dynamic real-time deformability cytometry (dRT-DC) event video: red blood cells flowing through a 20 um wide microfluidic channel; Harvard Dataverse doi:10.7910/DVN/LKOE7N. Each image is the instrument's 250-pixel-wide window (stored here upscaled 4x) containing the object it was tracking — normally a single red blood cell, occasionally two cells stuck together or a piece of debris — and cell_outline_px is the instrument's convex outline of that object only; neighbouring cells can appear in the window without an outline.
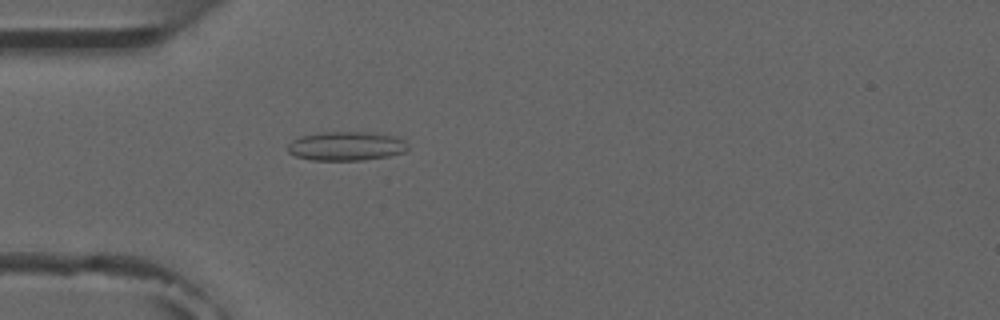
{"species": "common noctule bat (a hibernating species)", "species_latin": "Nyctalus noctula", "temperature_condition": "room temperature", "stored_images_in_passage": 5, "camera_frame_rate_fps": 3000, "um_per_image_px": 0.085, "animal": {"sex": "male", "forearm_length_mm": 52.5}, "frame": {"image": 1, "passage_image": 5, "time_ms": 4.667, "image_size_px": [1000, 320], "cell_outline_px": [[408, 148], [404, 152], [388, 156], [364, 160], [312, 160], [296, 156], [288, 152], [288, 144], [292, 140], [300, 136], [324, 132], [372, 132], [396, 136], [404, 140]], "centroid_in_image_um": [29.43, 12.41], "position_along_channel_um": 55.6, "area_um2": 20.35}}